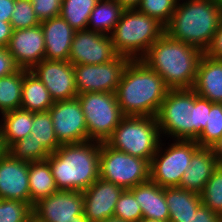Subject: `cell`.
<instances>
[{
  "mask_svg": "<svg viewBox=\"0 0 222 222\" xmlns=\"http://www.w3.org/2000/svg\"><path fill=\"white\" fill-rule=\"evenodd\" d=\"M164 33L165 26L157 19L133 8L124 9L110 38L118 55L141 60Z\"/></svg>",
  "mask_w": 222,
  "mask_h": 222,
  "instance_id": "obj_6",
  "label": "cell"
},
{
  "mask_svg": "<svg viewBox=\"0 0 222 222\" xmlns=\"http://www.w3.org/2000/svg\"><path fill=\"white\" fill-rule=\"evenodd\" d=\"M29 163L14 159L8 152L0 158V199L30 204Z\"/></svg>",
  "mask_w": 222,
  "mask_h": 222,
  "instance_id": "obj_17",
  "label": "cell"
},
{
  "mask_svg": "<svg viewBox=\"0 0 222 222\" xmlns=\"http://www.w3.org/2000/svg\"><path fill=\"white\" fill-rule=\"evenodd\" d=\"M23 69L0 77V115L21 109Z\"/></svg>",
  "mask_w": 222,
  "mask_h": 222,
  "instance_id": "obj_28",
  "label": "cell"
},
{
  "mask_svg": "<svg viewBox=\"0 0 222 222\" xmlns=\"http://www.w3.org/2000/svg\"><path fill=\"white\" fill-rule=\"evenodd\" d=\"M138 201L144 219L169 222L165 188L148 180L130 189Z\"/></svg>",
  "mask_w": 222,
  "mask_h": 222,
  "instance_id": "obj_22",
  "label": "cell"
},
{
  "mask_svg": "<svg viewBox=\"0 0 222 222\" xmlns=\"http://www.w3.org/2000/svg\"><path fill=\"white\" fill-rule=\"evenodd\" d=\"M99 0H62L60 16L75 30H87L89 17Z\"/></svg>",
  "mask_w": 222,
  "mask_h": 222,
  "instance_id": "obj_29",
  "label": "cell"
},
{
  "mask_svg": "<svg viewBox=\"0 0 222 222\" xmlns=\"http://www.w3.org/2000/svg\"><path fill=\"white\" fill-rule=\"evenodd\" d=\"M48 89L31 72L23 69L21 109L30 112L49 111L53 105Z\"/></svg>",
  "mask_w": 222,
  "mask_h": 222,
  "instance_id": "obj_25",
  "label": "cell"
},
{
  "mask_svg": "<svg viewBox=\"0 0 222 222\" xmlns=\"http://www.w3.org/2000/svg\"><path fill=\"white\" fill-rule=\"evenodd\" d=\"M140 222H164V221L152 220V219H144V218H142V219L140 220Z\"/></svg>",
  "mask_w": 222,
  "mask_h": 222,
  "instance_id": "obj_48",
  "label": "cell"
},
{
  "mask_svg": "<svg viewBox=\"0 0 222 222\" xmlns=\"http://www.w3.org/2000/svg\"><path fill=\"white\" fill-rule=\"evenodd\" d=\"M10 23L13 30L32 28L41 23L35 14L31 0H15Z\"/></svg>",
  "mask_w": 222,
  "mask_h": 222,
  "instance_id": "obj_37",
  "label": "cell"
},
{
  "mask_svg": "<svg viewBox=\"0 0 222 222\" xmlns=\"http://www.w3.org/2000/svg\"><path fill=\"white\" fill-rule=\"evenodd\" d=\"M131 61L122 55L104 64L74 65V76L78 94L90 92L115 93Z\"/></svg>",
  "mask_w": 222,
  "mask_h": 222,
  "instance_id": "obj_11",
  "label": "cell"
},
{
  "mask_svg": "<svg viewBox=\"0 0 222 222\" xmlns=\"http://www.w3.org/2000/svg\"><path fill=\"white\" fill-rule=\"evenodd\" d=\"M100 142L61 145L47 157L58 190L84 191L99 178Z\"/></svg>",
  "mask_w": 222,
  "mask_h": 222,
  "instance_id": "obj_4",
  "label": "cell"
},
{
  "mask_svg": "<svg viewBox=\"0 0 222 222\" xmlns=\"http://www.w3.org/2000/svg\"><path fill=\"white\" fill-rule=\"evenodd\" d=\"M15 0H0V21L10 22Z\"/></svg>",
  "mask_w": 222,
  "mask_h": 222,
  "instance_id": "obj_42",
  "label": "cell"
},
{
  "mask_svg": "<svg viewBox=\"0 0 222 222\" xmlns=\"http://www.w3.org/2000/svg\"><path fill=\"white\" fill-rule=\"evenodd\" d=\"M0 116L1 138L6 150L16 141L31 134L33 112L16 109Z\"/></svg>",
  "mask_w": 222,
  "mask_h": 222,
  "instance_id": "obj_24",
  "label": "cell"
},
{
  "mask_svg": "<svg viewBox=\"0 0 222 222\" xmlns=\"http://www.w3.org/2000/svg\"><path fill=\"white\" fill-rule=\"evenodd\" d=\"M77 98L85 115L89 139L106 142L124 117L115 93H82Z\"/></svg>",
  "mask_w": 222,
  "mask_h": 222,
  "instance_id": "obj_10",
  "label": "cell"
},
{
  "mask_svg": "<svg viewBox=\"0 0 222 222\" xmlns=\"http://www.w3.org/2000/svg\"><path fill=\"white\" fill-rule=\"evenodd\" d=\"M101 222H127V221H124V220L116 218V217H111V218H107Z\"/></svg>",
  "mask_w": 222,
  "mask_h": 222,
  "instance_id": "obj_47",
  "label": "cell"
},
{
  "mask_svg": "<svg viewBox=\"0 0 222 222\" xmlns=\"http://www.w3.org/2000/svg\"><path fill=\"white\" fill-rule=\"evenodd\" d=\"M191 222H222V217L201 204L194 213Z\"/></svg>",
  "mask_w": 222,
  "mask_h": 222,
  "instance_id": "obj_41",
  "label": "cell"
},
{
  "mask_svg": "<svg viewBox=\"0 0 222 222\" xmlns=\"http://www.w3.org/2000/svg\"><path fill=\"white\" fill-rule=\"evenodd\" d=\"M181 0L165 33L204 52L212 41L222 20V2L219 0Z\"/></svg>",
  "mask_w": 222,
  "mask_h": 222,
  "instance_id": "obj_5",
  "label": "cell"
},
{
  "mask_svg": "<svg viewBox=\"0 0 222 222\" xmlns=\"http://www.w3.org/2000/svg\"><path fill=\"white\" fill-rule=\"evenodd\" d=\"M124 9L116 0H99L91 12L87 30L110 35Z\"/></svg>",
  "mask_w": 222,
  "mask_h": 222,
  "instance_id": "obj_27",
  "label": "cell"
},
{
  "mask_svg": "<svg viewBox=\"0 0 222 222\" xmlns=\"http://www.w3.org/2000/svg\"><path fill=\"white\" fill-rule=\"evenodd\" d=\"M123 190L114 183L98 178L88 189L82 191L88 222H101L113 217L115 205Z\"/></svg>",
  "mask_w": 222,
  "mask_h": 222,
  "instance_id": "obj_18",
  "label": "cell"
},
{
  "mask_svg": "<svg viewBox=\"0 0 222 222\" xmlns=\"http://www.w3.org/2000/svg\"><path fill=\"white\" fill-rule=\"evenodd\" d=\"M13 28L10 22L0 21V48H6L12 36Z\"/></svg>",
  "mask_w": 222,
  "mask_h": 222,
  "instance_id": "obj_43",
  "label": "cell"
},
{
  "mask_svg": "<svg viewBox=\"0 0 222 222\" xmlns=\"http://www.w3.org/2000/svg\"><path fill=\"white\" fill-rule=\"evenodd\" d=\"M46 60L68 61L75 30L61 16L41 21Z\"/></svg>",
  "mask_w": 222,
  "mask_h": 222,
  "instance_id": "obj_19",
  "label": "cell"
},
{
  "mask_svg": "<svg viewBox=\"0 0 222 222\" xmlns=\"http://www.w3.org/2000/svg\"><path fill=\"white\" fill-rule=\"evenodd\" d=\"M18 69L7 48H0V77L13 74Z\"/></svg>",
  "mask_w": 222,
  "mask_h": 222,
  "instance_id": "obj_40",
  "label": "cell"
},
{
  "mask_svg": "<svg viewBox=\"0 0 222 222\" xmlns=\"http://www.w3.org/2000/svg\"><path fill=\"white\" fill-rule=\"evenodd\" d=\"M118 56L110 35L80 30L75 31L68 61L78 64H104Z\"/></svg>",
  "mask_w": 222,
  "mask_h": 222,
  "instance_id": "obj_14",
  "label": "cell"
},
{
  "mask_svg": "<svg viewBox=\"0 0 222 222\" xmlns=\"http://www.w3.org/2000/svg\"><path fill=\"white\" fill-rule=\"evenodd\" d=\"M6 152H8L14 159L28 163L46 160L50 155L41 143H37L33 139L31 134L13 143Z\"/></svg>",
  "mask_w": 222,
  "mask_h": 222,
  "instance_id": "obj_31",
  "label": "cell"
},
{
  "mask_svg": "<svg viewBox=\"0 0 222 222\" xmlns=\"http://www.w3.org/2000/svg\"><path fill=\"white\" fill-rule=\"evenodd\" d=\"M48 89L54 102L78 95L74 65L64 60H42L30 70Z\"/></svg>",
  "mask_w": 222,
  "mask_h": 222,
  "instance_id": "obj_15",
  "label": "cell"
},
{
  "mask_svg": "<svg viewBox=\"0 0 222 222\" xmlns=\"http://www.w3.org/2000/svg\"><path fill=\"white\" fill-rule=\"evenodd\" d=\"M203 54L212 59L222 60V20Z\"/></svg>",
  "mask_w": 222,
  "mask_h": 222,
  "instance_id": "obj_39",
  "label": "cell"
},
{
  "mask_svg": "<svg viewBox=\"0 0 222 222\" xmlns=\"http://www.w3.org/2000/svg\"><path fill=\"white\" fill-rule=\"evenodd\" d=\"M161 138L156 117L124 116L106 143L114 149L150 162Z\"/></svg>",
  "mask_w": 222,
  "mask_h": 222,
  "instance_id": "obj_7",
  "label": "cell"
},
{
  "mask_svg": "<svg viewBox=\"0 0 222 222\" xmlns=\"http://www.w3.org/2000/svg\"><path fill=\"white\" fill-rule=\"evenodd\" d=\"M200 196L202 204L222 217V164L213 171Z\"/></svg>",
  "mask_w": 222,
  "mask_h": 222,
  "instance_id": "obj_32",
  "label": "cell"
},
{
  "mask_svg": "<svg viewBox=\"0 0 222 222\" xmlns=\"http://www.w3.org/2000/svg\"><path fill=\"white\" fill-rule=\"evenodd\" d=\"M29 222H39L36 218L32 217Z\"/></svg>",
  "mask_w": 222,
  "mask_h": 222,
  "instance_id": "obj_49",
  "label": "cell"
},
{
  "mask_svg": "<svg viewBox=\"0 0 222 222\" xmlns=\"http://www.w3.org/2000/svg\"><path fill=\"white\" fill-rule=\"evenodd\" d=\"M6 153V148L3 145L2 138H1V132H0V158Z\"/></svg>",
  "mask_w": 222,
  "mask_h": 222,
  "instance_id": "obj_46",
  "label": "cell"
},
{
  "mask_svg": "<svg viewBox=\"0 0 222 222\" xmlns=\"http://www.w3.org/2000/svg\"><path fill=\"white\" fill-rule=\"evenodd\" d=\"M7 50L19 69L30 71L45 58L44 32L41 24L13 30Z\"/></svg>",
  "mask_w": 222,
  "mask_h": 222,
  "instance_id": "obj_16",
  "label": "cell"
},
{
  "mask_svg": "<svg viewBox=\"0 0 222 222\" xmlns=\"http://www.w3.org/2000/svg\"><path fill=\"white\" fill-rule=\"evenodd\" d=\"M212 150L219 161V164H222V137L221 139L214 144Z\"/></svg>",
  "mask_w": 222,
  "mask_h": 222,
  "instance_id": "obj_44",
  "label": "cell"
},
{
  "mask_svg": "<svg viewBox=\"0 0 222 222\" xmlns=\"http://www.w3.org/2000/svg\"><path fill=\"white\" fill-rule=\"evenodd\" d=\"M28 176L32 206L39 200L59 191L47 160L30 162Z\"/></svg>",
  "mask_w": 222,
  "mask_h": 222,
  "instance_id": "obj_26",
  "label": "cell"
},
{
  "mask_svg": "<svg viewBox=\"0 0 222 222\" xmlns=\"http://www.w3.org/2000/svg\"><path fill=\"white\" fill-rule=\"evenodd\" d=\"M113 217L127 222H140L143 218L141 207L130 189H125L121 193Z\"/></svg>",
  "mask_w": 222,
  "mask_h": 222,
  "instance_id": "obj_36",
  "label": "cell"
},
{
  "mask_svg": "<svg viewBox=\"0 0 222 222\" xmlns=\"http://www.w3.org/2000/svg\"><path fill=\"white\" fill-rule=\"evenodd\" d=\"M99 178L131 189L150 180V162L100 142Z\"/></svg>",
  "mask_w": 222,
  "mask_h": 222,
  "instance_id": "obj_9",
  "label": "cell"
},
{
  "mask_svg": "<svg viewBox=\"0 0 222 222\" xmlns=\"http://www.w3.org/2000/svg\"><path fill=\"white\" fill-rule=\"evenodd\" d=\"M165 199L169 209V222H191L202 204L199 193L180 187H166Z\"/></svg>",
  "mask_w": 222,
  "mask_h": 222,
  "instance_id": "obj_23",
  "label": "cell"
},
{
  "mask_svg": "<svg viewBox=\"0 0 222 222\" xmlns=\"http://www.w3.org/2000/svg\"><path fill=\"white\" fill-rule=\"evenodd\" d=\"M170 89L142 60H131L115 91L124 116L156 117Z\"/></svg>",
  "mask_w": 222,
  "mask_h": 222,
  "instance_id": "obj_2",
  "label": "cell"
},
{
  "mask_svg": "<svg viewBox=\"0 0 222 222\" xmlns=\"http://www.w3.org/2000/svg\"><path fill=\"white\" fill-rule=\"evenodd\" d=\"M49 112L60 145L89 141L85 115L78 98L54 102Z\"/></svg>",
  "mask_w": 222,
  "mask_h": 222,
  "instance_id": "obj_13",
  "label": "cell"
},
{
  "mask_svg": "<svg viewBox=\"0 0 222 222\" xmlns=\"http://www.w3.org/2000/svg\"><path fill=\"white\" fill-rule=\"evenodd\" d=\"M218 165L212 148L200 147L192 155L190 166L183 173L179 187L200 194Z\"/></svg>",
  "mask_w": 222,
  "mask_h": 222,
  "instance_id": "obj_21",
  "label": "cell"
},
{
  "mask_svg": "<svg viewBox=\"0 0 222 222\" xmlns=\"http://www.w3.org/2000/svg\"><path fill=\"white\" fill-rule=\"evenodd\" d=\"M222 137V103L211 102L207 124L196 142L200 147L212 148Z\"/></svg>",
  "mask_w": 222,
  "mask_h": 222,
  "instance_id": "obj_33",
  "label": "cell"
},
{
  "mask_svg": "<svg viewBox=\"0 0 222 222\" xmlns=\"http://www.w3.org/2000/svg\"><path fill=\"white\" fill-rule=\"evenodd\" d=\"M31 135L33 139L37 143H41L50 154L61 146L56 138L52 116L49 111L33 112Z\"/></svg>",
  "mask_w": 222,
  "mask_h": 222,
  "instance_id": "obj_30",
  "label": "cell"
},
{
  "mask_svg": "<svg viewBox=\"0 0 222 222\" xmlns=\"http://www.w3.org/2000/svg\"><path fill=\"white\" fill-rule=\"evenodd\" d=\"M203 52L164 33L141 59L170 90L192 89Z\"/></svg>",
  "mask_w": 222,
  "mask_h": 222,
  "instance_id": "obj_3",
  "label": "cell"
},
{
  "mask_svg": "<svg viewBox=\"0 0 222 222\" xmlns=\"http://www.w3.org/2000/svg\"><path fill=\"white\" fill-rule=\"evenodd\" d=\"M67 222H88V221H67Z\"/></svg>",
  "mask_w": 222,
  "mask_h": 222,
  "instance_id": "obj_50",
  "label": "cell"
},
{
  "mask_svg": "<svg viewBox=\"0 0 222 222\" xmlns=\"http://www.w3.org/2000/svg\"><path fill=\"white\" fill-rule=\"evenodd\" d=\"M162 141L150 161V180L162 188L179 187L181 177L200 145L196 140H173V143H167L168 146Z\"/></svg>",
  "mask_w": 222,
  "mask_h": 222,
  "instance_id": "obj_8",
  "label": "cell"
},
{
  "mask_svg": "<svg viewBox=\"0 0 222 222\" xmlns=\"http://www.w3.org/2000/svg\"><path fill=\"white\" fill-rule=\"evenodd\" d=\"M119 2L125 9L136 8L141 0H116Z\"/></svg>",
  "mask_w": 222,
  "mask_h": 222,
  "instance_id": "obj_45",
  "label": "cell"
},
{
  "mask_svg": "<svg viewBox=\"0 0 222 222\" xmlns=\"http://www.w3.org/2000/svg\"><path fill=\"white\" fill-rule=\"evenodd\" d=\"M39 21L60 16L62 0H31Z\"/></svg>",
  "mask_w": 222,
  "mask_h": 222,
  "instance_id": "obj_38",
  "label": "cell"
},
{
  "mask_svg": "<svg viewBox=\"0 0 222 222\" xmlns=\"http://www.w3.org/2000/svg\"><path fill=\"white\" fill-rule=\"evenodd\" d=\"M33 217L39 222L88 221L84 213L83 193L59 190L33 205Z\"/></svg>",
  "mask_w": 222,
  "mask_h": 222,
  "instance_id": "obj_12",
  "label": "cell"
},
{
  "mask_svg": "<svg viewBox=\"0 0 222 222\" xmlns=\"http://www.w3.org/2000/svg\"><path fill=\"white\" fill-rule=\"evenodd\" d=\"M210 110L211 101L198 96L193 89L169 90L156 116L161 137L197 140L206 127Z\"/></svg>",
  "mask_w": 222,
  "mask_h": 222,
  "instance_id": "obj_1",
  "label": "cell"
},
{
  "mask_svg": "<svg viewBox=\"0 0 222 222\" xmlns=\"http://www.w3.org/2000/svg\"><path fill=\"white\" fill-rule=\"evenodd\" d=\"M33 217V206L29 203L0 199V222H29Z\"/></svg>",
  "mask_w": 222,
  "mask_h": 222,
  "instance_id": "obj_35",
  "label": "cell"
},
{
  "mask_svg": "<svg viewBox=\"0 0 222 222\" xmlns=\"http://www.w3.org/2000/svg\"><path fill=\"white\" fill-rule=\"evenodd\" d=\"M179 0H141L136 9L157 19L166 26L176 10Z\"/></svg>",
  "mask_w": 222,
  "mask_h": 222,
  "instance_id": "obj_34",
  "label": "cell"
},
{
  "mask_svg": "<svg viewBox=\"0 0 222 222\" xmlns=\"http://www.w3.org/2000/svg\"><path fill=\"white\" fill-rule=\"evenodd\" d=\"M192 89L202 98L213 103H222V60L203 54Z\"/></svg>",
  "mask_w": 222,
  "mask_h": 222,
  "instance_id": "obj_20",
  "label": "cell"
}]
</instances>
